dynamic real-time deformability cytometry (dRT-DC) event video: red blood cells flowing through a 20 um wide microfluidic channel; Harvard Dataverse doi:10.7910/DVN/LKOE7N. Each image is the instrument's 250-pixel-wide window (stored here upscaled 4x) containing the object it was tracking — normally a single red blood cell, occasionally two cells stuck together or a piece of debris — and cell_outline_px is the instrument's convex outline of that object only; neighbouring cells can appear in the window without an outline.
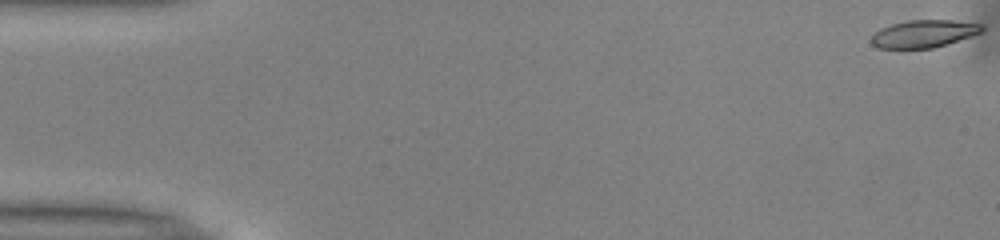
{"species": "common noctule bat (a hibernating species)", "species_latin": "Nyctalus noctula", "temperature_condition": "warm", "stored_images_in_passage": 16, "camera_frame_rate_fps": 3000, "um_per_image_px": 0.085, "animal": {"sex": "male", "body_mass_g": 13.0, "forearm_length_mm": 53.1}, "frame": {"image": 1, "passage_image": 1, "time_ms": 0.0, "image_size_px": [1000, 240], "cell_outline_px": [[984, 28], [980, 32], [932, 48], [876, 48], [872, 44], [872, 36], [880, 28], [892, 24], [908, 20], [952, 20], [980, 24]], "centroid_in_image_um": [78.46, 2.86], "position_along_channel_um": 6.5, "area_um2": 17.28}}
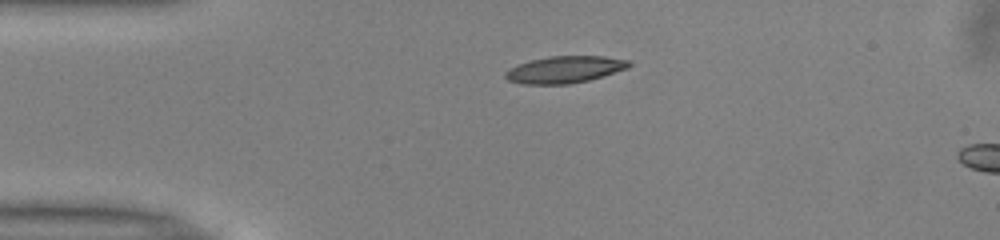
{"frame": {"image": 2, "passage_image": 12, "time_ms": 3.667, "image_size_px": [1000, 240], "cell_outline_px": [[632, 64], [628, 68], [588, 80], [568, 84], [520, 84], [508, 80], [504, 76], [504, 72], [508, 68], [516, 64], [532, 60], [552, 56], [604, 56], [628, 60]], "centroid_in_image_um": [47.95, 5.91], "position_along_channel_um": 37.0, "area_um2": 19.36}}